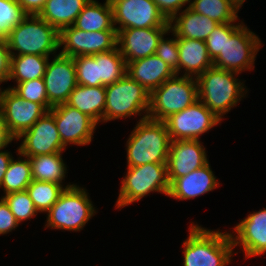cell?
<instances>
[{
  "instance_id": "cell-1",
  "label": "cell",
  "mask_w": 266,
  "mask_h": 266,
  "mask_svg": "<svg viewBox=\"0 0 266 266\" xmlns=\"http://www.w3.org/2000/svg\"><path fill=\"white\" fill-rule=\"evenodd\" d=\"M211 230L191 222L182 243L183 266H226L232 263L233 241L229 232Z\"/></svg>"
},
{
  "instance_id": "cell-2",
  "label": "cell",
  "mask_w": 266,
  "mask_h": 266,
  "mask_svg": "<svg viewBox=\"0 0 266 266\" xmlns=\"http://www.w3.org/2000/svg\"><path fill=\"white\" fill-rule=\"evenodd\" d=\"M238 75L212 66L196 78L199 100L222 121L249 91Z\"/></svg>"
},
{
  "instance_id": "cell-3",
  "label": "cell",
  "mask_w": 266,
  "mask_h": 266,
  "mask_svg": "<svg viewBox=\"0 0 266 266\" xmlns=\"http://www.w3.org/2000/svg\"><path fill=\"white\" fill-rule=\"evenodd\" d=\"M170 135L164 121H137L126 141L127 167L148 163L167 164Z\"/></svg>"
},
{
  "instance_id": "cell-4",
  "label": "cell",
  "mask_w": 266,
  "mask_h": 266,
  "mask_svg": "<svg viewBox=\"0 0 266 266\" xmlns=\"http://www.w3.org/2000/svg\"><path fill=\"white\" fill-rule=\"evenodd\" d=\"M11 55L54 56L59 48V31L38 15H27L7 32Z\"/></svg>"
},
{
  "instance_id": "cell-5",
  "label": "cell",
  "mask_w": 266,
  "mask_h": 266,
  "mask_svg": "<svg viewBox=\"0 0 266 266\" xmlns=\"http://www.w3.org/2000/svg\"><path fill=\"white\" fill-rule=\"evenodd\" d=\"M87 189L74 184L64 189L58 201L46 212L45 228L79 232L98 212Z\"/></svg>"
},
{
  "instance_id": "cell-6",
  "label": "cell",
  "mask_w": 266,
  "mask_h": 266,
  "mask_svg": "<svg viewBox=\"0 0 266 266\" xmlns=\"http://www.w3.org/2000/svg\"><path fill=\"white\" fill-rule=\"evenodd\" d=\"M105 91L103 123L137 115L140 116L139 120L147 118L150 93L127 74L115 83L106 85Z\"/></svg>"
},
{
  "instance_id": "cell-7",
  "label": "cell",
  "mask_w": 266,
  "mask_h": 266,
  "mask_svg": "<svg viewBox=\"0 0 266 266\" xmlns=\"http://www.w3.org/2000/svg\"><path fill=\"white\" fill-rule=\"evenodd\" d=\"M121 179L116 209L129 206L152 193L158 192L168 196L170 184L167 164L148 163L136 167H127Z\"/></svg>"
},
{
  "instance_id": "cell-8",
  "label": "cell",
  "mask_w": 266,
  "mask_h": 266,
  "mask_svg": "<svg viewBox=\"0 0 266 266\" xmlns=\"http://www.w3.org/2000/svg\"><path fill=\"white\" fill-rule=\"evenodd\" d=\"M198 97L197 80L194 77L174 75L150 93L147 118L164 121L192 104Z\"/></svg>"
},
{
  "instance_id": "cell-9",
  "label": "cell",
  "mask_w": 266,
  "mask_h": 266,
  "mask_svg": "<svg viewBox=\"0 0 266 266\" xmlns=\"http://www.w3.org/2000/svg\"><path fill=\"white\" fill-rule=\"evenodd\" d=\"M262 46L261 38L243 24L232 36H224L223 49L213 60V66L238 74L252 71Z\"/></svg>"
},
{
  "instance_id": "cell-10",
  "label": "cell",
  "mask_w": 266,
  "mask_h": 266,
  "mask_svg": "<svg viewBox=\"0 0 266 266\" xmlns=\"http://www.w3.org/2000/svg\"><path fill=\"white\" fill-rule=\"evenodd\" d=\"M221 121L200 100L164 120L171 141L199 140L204 133L221 125Z\"/></svg>"
},
{
  "instance_id": "cell-11",
  "label": "cell",
  "mask_w": 266,
  "mask_h": 266,
  "mask_svg": "<svg viewBox=\"0 0 266 266\" xmlns=\"http://www.w3.org/2000/svg\"><path fill=\"white\" fill-rule=\"evenodd\" d=\"M109 1L117 33L126 28H169V21L153 0Z\"/></svg>"
},
{
  "instance_id": "cell-12",
  "label": "cell",
  "mask_w": 266,
  "mask_h": 266,
  "mask_svg": "<svg viewBox=\"0 0 266 266\" xmlns=\"http://www.w3.org/2000/svg\"><path fill=\"white\" fill-rule=\"evenodd\" d=\"M117 42L116 30L86 32L73 25L59 31V53L70 57L108 52L117 47Z\"/></svg>"
},
{
  "instance_id": "cell-13",
  "label": "cell",
  "mask_w": 266,
  "mask_h": 266,
  "mask_svg": "<svg viewBox=\"0 0 266 266\" xmlns=\"http://www.w3.org/2000/svg\"><path fill=\"white\" fill-rule=\"evenodd\" d=\"M46 112L41 104L21 98L9 87H0V117L15 139L29 130Z\"/></svg>"
},
{
  "instance_id": "cell-14",
  "label": "cell",
  "mask_w": 266,
  "mask_h": 266,
  "mask_svg": "<svg viewBox=\"0 0 266 266\" xmlns=\"http://www.w3.org/2000/svg\"><path fill=\"white\" fill-rule=\"evenodd\" d=\"M49 111L54 115L61 142L65 147L70 144L85 146L92 142L98 124L87 114L67 103L54 106Z\"/></svg>"
},
{
  "instance_id": "cell-15",
  "label": "cell",
  "mask_w": 266,
  "mask_h": 266,
  "mask_svg": "<svg viewBox=\"0 0 266 266\" xmlns=\"http://www.w3.org/2000/svg\"><path fill=\"white\" fill-rule=\"evenodd\" d=\"M18 152L26 157L66 151L55 124L54 115L47 111L29 130L25 131L16 142Z\"/></svg>"
},
{
  "instance_id": "cell-16",
  "label": "cell",
  "mask_w": 266,
  "mask_h": 266,
  "mask_svg": "<svg viewBox=\"0 0 266 266\" xmlns=\"http://www.w3.org/2000/svg\"><path fill=\"white\" fill-rule=\"evenodd\" d=\"M48 61L43 79L48 103L54 107L67 103L71 92L78 85L73 57L58 52Z\"/></svg>"
},
{
  "instance_id": "cell-17",
  "label": "cell",
  "mask_w": 266,
  "mask_h": 266,
  "mask_svg": "<svg viewBox=\"0 0 266 266\" xmlns=\"http://www.w3.org/2000/svg\"><path fill=\"white\" fill-rule=\"evenodd\" d=\"M233 231V232H232ZM230 231L235 247H240L245 259L266 253V208L253 211ZM235 233V234H234Z\"/></svg>"
},
{
  "instance_id": "cell-18",
  "label": "cell",
  "mask_w": 266,
  "mask_h": 266,
  "mask_svg": "<svg viewBox=\"0 0 266 266\" xmlns=\"http://www.w3.org/2000/svg\"><path fill=\"white\" fill-rule=\"evenodd\" d=\"M208 159L206 147L200 140L171 141L167 159L169 184L176 178L203 167L209 162Z\"/></svg>"
},
{
  "instance_id": "cell-19",
  "label": "cell",
  "mask_w": 266,
  "mask_h": 266,
  "mask_svg": "<svg viewBox=\"0 0 266 266\" xmlns=\"http://www.w3.org/2000/svg\"><path fill=\"white\" fill-rule=\"evenodd\" d=\"M169 28H126L117 33V46L126 63L155 54Z\"/></svg>"
},
{
  "instance_id": "cell-20",
  "label": "cell",
  "mask_w": 266,
  "mask_h": 266,
  "mask_svg": "<svg viewBox=\"0 0 266 266\" xmlns=\"http://www.w3.org/2000/svg\"><path fill=\"white\" fill-rule=\"evenodd\" d=\"M220 185L208 162L203 167L176 178L170 184L168 197L178 201L195 199L212 192Z\"/></svg>"
},
{
  "instance_id": "cell-21",
  "label": "cell",
  "mask_w": 266,
  "mask_h": 266,
  "mask_svg": "<svg viewBox=\"0 0 266 266\" xmlns=\"http://www.w3.org/2000/svg\"><path fill=\"white\" fill-rule=\"evenodd\" d=\"M131 79L141 84L149 93L172 78L175 72L153 54L127 63V73Z\"/></svg>"
},
{
  "instance_id": "cell-22",
  "label": "cell",
  "mask_w": 266,
  "mask_h": 266,
  "mask_svg": "<svg viewBox=\"0 0 266 266\" xmlns=\"http://www.w3.org/2000/svg\"><path fill=\"white\" fill-rule=\"evenodd\" d=\"M177 45L179 51V75L197 78L213 66L205 41L177 38Z\"/></svg>"
},
{
  "instance_id": "cell-23",
  "label": "cell",
  "mask_w": 266,
  "mask_h": 266,
  "mask_svg": "<svg viewBox=\"0 0 266 266\" xmlns=\"http://www.w3.org/2000/svg\"><path fill=\"white\" fill-rule=\"evenodd\" d=\"M218 25L207 16L195 13L189 7L183 9L169 20V30L177 38L205 41Z\"/></svg>"
},
{
  "instance_id": "cell-24",
  "label": "cell",
  "mask_w": 266,
  "mask_h": 266,
  "mask_svg": "<svg viewBox=\"0 0 266 266\" xmlns=\"http://www.w3.org/2000/svg\"><path fill=\"white\" fill-rule=\"evenodd\" d=\"M67 104L87 114L99 126V123H103L106 104L105 86L77 85L71 92Z\"/></svg>"
},
{
  "instance_id": "cell-25",
  "label": "cell",
  "mask_w": 266,
  "mask_h": 266,
  "mask_svg": "<svg viewBox=\"0 0 266 266\" xmlns=\"http://www.w3.org/2000/svg\"><path fill=\"white\" fill-rule=\"evenodd\" d=\"M63 152L51 153L29 157L31 164V175L33 180L52 182L70 188L74 185L69 182L64 185L67 177V165L63 160ZM64 180V181H63Z\"/></svg>"
},
{
  "instance_id": "cell-26",
  "label": "cell",
  "mask_w": 266,
  "mask_h": 266,
  "mask_svg": "<svg viewBox=\"0 0 266 266\" xmlns=\"http://www.w3.org/2000/svg\"><path fill=\"white\" fill-rule=\"evenodd\" d=\"M90 0H47L38 14L58 31L73 26L76 18Z\"/></svg>"
},
{
  "instance_id": "cell-27",
  "label": "cell",
  "mask_w": 266,
  "mask_h": 266,
  "mask_svg": "<svg viewBox=\"0 0 266 266\" xmlns=\"http://www.w3.org/2000/svg\"><path fill=\"white\" fill-rule=\"evenodd\" d=\"M74 26L86 32L116 30L110 1L105 0L102 4L97 0H90L76 18Z\"/></svg>"
},
{
  "instance_id": "cell-28",
  "label": "cell",
  "mask_w": 266,
  "mask_h": 266,
  "mask_svg": "<svg viewBox=\"0 0 266 266\" xmlns=\"http://www.w3.org/2000/svg\"><path fill=\"white\" fill-rule=\"evenodd\" d=\"M39 55H11L8 81L21 83L43 78L49 58Z\"/></svg>"
},
{
  "instance_id": "cell-29",
  "label": "cell",
  "mask_w": 266,
  "mask_h": 266,
  "mask_svg": "<svg viewBox=\"0 0 266 266\" xmlns=\"http://www.w3.org/2000/svg\"><path fill=\"white\" fill-rule=\"evenodd\" d=\"M189 8L218 24L237 23L240 6L234 0H191Z\"/></svg>"
},
{
  "instance_id": "cell-30",
  "label": "cell",
  "mask_w": 266,
  "mask_h": 266,
  "mask_svg": "<svg viewBox=\"0 0 266 266\" xmlns=\"http://www.w3.org/2000/svg\"><path fill=\"white\" fill-rule=\"evenodd\" d=\"M16 152L19 157L11 159L0 186V189H3L2 191L4 192L3 196L12 192L26 191V188L33 180L29 157L21 155L18 152V148Z\"/></svg>"
},
{
  "instance_id": "cell-31",
  "label": "cell",
  "mask_w": 266,
  "mask_h": 266,
  "mask_svg": "<svg viewBox=\"0 0 266 266\" xmlns=\"http://www.w3.org/2000/svg\"><path fill=\"white\" fill-rule=\"evenodd\" d=\"M98 64L99 86L113 84L127 73V63L118 46L108 52L92 55Z\"/></svg>"
},
{
  "instance_id": "cell-32",
  "label": "cell",
  "mask_w": 266,
  "mask_h": 266,
  "mask_svg": "<svg viewBox=\"0 0 266 266\" xmlns=\"http://www.w3.org/2000/svg\"><path fill=\"white\" fill-rule=\"evenodd\" d=\"M64 187L57 183L32 180L26 188L39 213H46L59 199Z\"/></svg>"
},
{
  "instance_id": "cell-33",
  "label": "cell",
  "mask_w": 266,
  "mask_h": 266,
  "mask_svg": "<svg viewBox=\"0 0 266 266\" xmlns=\"http://www.w3.org/2000/svg\"><path fill=\"white\" fill-rule=\"evenodd\" d=\"M1 198L9 205L19 225L24 221L34 218L39 213L27 191L12 192L1 196Z\"/></svg>"
},
{
  "instance_id": "cell-34",
  "label": "cell",
  "mask_w": 266,
  "mask_h": 266,
  "mask_svg": "<svg viewBox=\"0 0 266 266\" xmlns=\"http://www.w3.org/2000/svg\"><path fill=\"white\" fill-rule=\"evenodd\" d=\"M21 98L41 104L47 111L52 106L48 103L45 82L43 78L28 80L21 83H16L14 86H9Z\"/></svg>"
},
{
  "instance_id": "cell-35",
  "label": "cell",
  "mask_w": 266,
  "mask_h": 266,
  "mask_svg": "<svg viewBox=\"0 0 266 266\" xmlns=\"http://www.w3.org/2000/svg\"><path fill=\"white\" fill-rule=\"evenodd\" d=\"M26 16L17 0H0V38L6 39L7 32L16 27Z\"/></svg>"
},
{
  "instance_id": "cell-36",
  "label": "cell",
  "mask_w": 266,
  "mask_h": 266,
  "mask_svg": "<svg viewBox=\"0 0 266 266\" xmlns=\"http://www.w3.org/2000/svg\"><path fill=\"white\" fill-rule=\"evenodd\" d=\"M75 63L77 84L98 87L99 71L98 64L92 55H79L73 57Z\"/></svg>"
},
{
  "instance_id": "cell-37",
  "label": "cell",
  "mask_w": 266,
  "mask_h": 266,
  "mask_svg": "<svg viewBox=\"0 0 266 266\" xmlns=\"http://www.w3.org/2000/svg\"><path fill=\"white\" fill-rule=\"evenodd\" d=\"M240 21L238 20V23L218 24L209 34L205 42L212 61L223 49L224 36H232L244 24L242 20Z\"/></svg>"
},
{
  "instance_id": "cell-38",
  "label": "cell",
  "mask_w": 266,
  "mask_h": 266,
  "mask_svg": "<svg viewBox=\"0 0 266 266\" xmlns=\"http://www.w3.org/2000/svg\"><path fill=\"white\" fill-rule=\"evenodd\" d=\"M173 38L169 39L164 34L158 42L155 55L162 59L166 64L179 75V51L177 45V37L172 33Z\"/></svg>"
},
{
  "instance_id": "cell-39",
  "label": "cell",
  "mask_w": 266,
  "mask_h": 266,
  "mask_svg": "<svg viewBox=\"0 0 266 266\" xmlns=\"http://www.w3.org/2000/svg\"><path fill=\"white\" fill-rule=\"evenodd\" d=\"M19 227L9 205L0 197V235L9 234Z\"/></svg>"
},
{
  "instance_id": "cell-40",
  "label": "cell",
  "mask_w": 266,
  "mask_h": 266,
  "mask_svg": "<svg viewBox=\"0 0 266 266\" xmlns=\"http://www.w3.org/2000/svg\"><path fill=\"white\" fill-rule=\"evenodd\" d=\"M159 11L169 21L173 16L180 13L186 4L189 7L191 0H153Z\"/></svg>"
},
{
  "instance_id": "cell-41",
  "label": "cell",
  "mask_w": 266,
  "mask_h": 266,
  "mask_svg": "<svg viewBox=\"0 0 266 266\" xmlns=\"http://www.w3.org/2000/svg\"><path fill=\"white\" fill-rule=\"evenodd\" d=\"M11 54L8 48L7 40L0 38V86L8 81L10 74Z\"/></svg>"
},
{
  "instance_id": "cell-42",
  "label": "cell",
  "mask_w": 266,
  "mask_h": 266,
  "mask_svg": "<svg viewBox=\"0 0 266 266\" xmlns=\"http://www.w3.org/2000/svg\"><path fill=\"white\" fill-rule=\"evenodd\" d=\"M47 0H17L27 15H38L43 9Z\"/></svg>"
},
{
  "instance_id": "cell-43",
  "label": "cell",
  "mask_w": 266,
  "mask_h": 266,
  "mask_svg": "<svg viewBox=\"0 0 266 266\" xmlns=\"http://www.w3.org/2000/svg\"><path fill=\"white\" fill-rule=\"evenodd\" d=\"M15 140L16 139L10 134L7 126L0 117V151L6 149V147Z\"/></svg>"
},
{
  "instance_id": "cell-44",
  "label": "cell",
  "mask_w": 266,
  "mask_h": 266,
  "mask_svg": "<svg viewBox=\"0 0 266 266\" xmlns=\"http://www.w3.org/2000/svg\"><path fill=\"white\" fill-rule=\"evenodd\" d=\"M12 158L13 155L10 151L5 149L0 151V186Z\"/></svg>"
},
{
  "instance_id": "cell-45",
  "label": "cell",
  "mask_w": 266,
  "mask_h": 266,
  "mask_svg": "<svg viewBox=\"0 0 266 266\" xmlns=\"http://www.w3.org/2000/svg\"><path fill=\"white\" fill-rule=\"evenodd\" d=\"M240 7H242L243 6V4H244V2L246 1V0H234Z\"/></svg>"
}]
</instances>
